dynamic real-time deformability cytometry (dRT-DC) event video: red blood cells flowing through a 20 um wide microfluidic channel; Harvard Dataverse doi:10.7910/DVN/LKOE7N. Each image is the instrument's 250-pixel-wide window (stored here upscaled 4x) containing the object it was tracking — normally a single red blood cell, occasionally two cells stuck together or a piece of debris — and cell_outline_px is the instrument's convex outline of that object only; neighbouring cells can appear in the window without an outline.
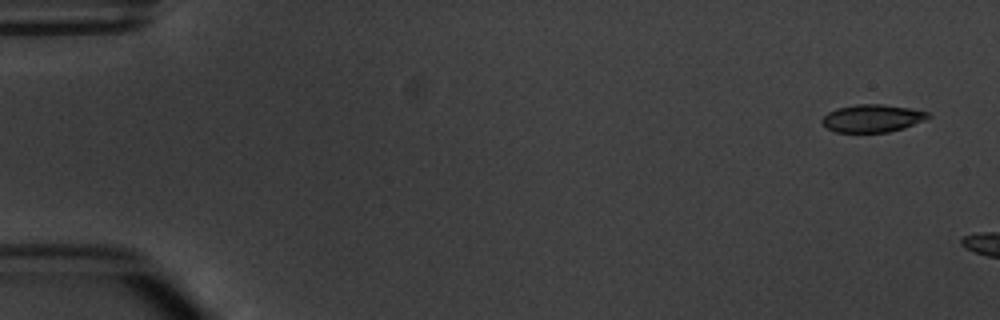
{"species": "common noctule bat (a hibernating species)", "species_latin": "Nyctalus noctula", "temperature_condition": "warm", "stored_images_in_passage": 3, "camera_frame_rate_fps": 3000, "um_per_image_px": 0.085, "animal": {"sex": "male", "body_mass_g": 20.1, "forearm_length_mm": 53.5}, "frame": {"image": 1, "passage_image": 1, "time_ms": 0.0, "image_size_px": [1000, 320], "cell_outline_px": [[932, 116], [924, 120], [904, 128], [888, 132], [836, 132], [828, 128], [820, 120], [828, 112], [836, 108], [856, 104], [884, 104], [908, 108], [928, 112]], "centroid_in_image_um": [74.14, 10.05], "position_along_channel_um": 10.9, "area_um2": 17.05}}